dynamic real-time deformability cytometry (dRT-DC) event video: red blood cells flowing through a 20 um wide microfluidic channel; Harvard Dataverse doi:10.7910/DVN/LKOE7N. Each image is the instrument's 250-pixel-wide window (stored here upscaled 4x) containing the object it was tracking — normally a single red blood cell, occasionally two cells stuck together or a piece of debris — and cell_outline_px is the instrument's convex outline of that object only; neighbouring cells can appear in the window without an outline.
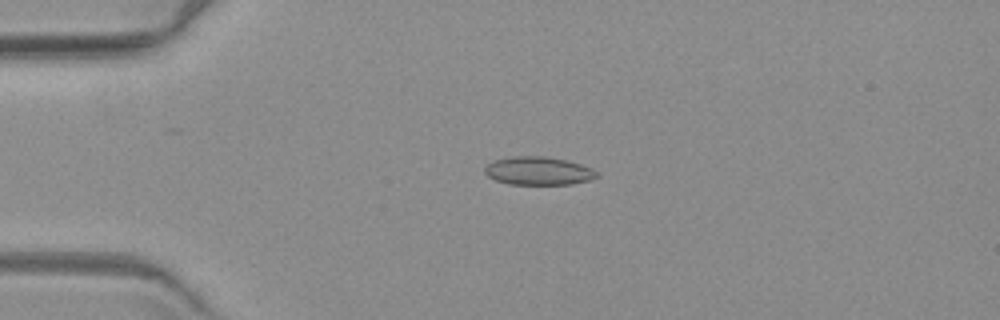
{"species": "common noctule bat (a hibernating species)", "species_latin": "Nyctalus noctula", "temperature_condition": "warm", "stored_images_in_passage": 4, "camera_frame_rate_fps": 3000, "um_per_image_px": 0.085, "animal": {"sex": "female", "body_mass_g": 19.3, "forearm_length_mm": 54.1}, "frame": {"image": 1, "passage_image": 2, "time_ms": 1.333, "image_size_px": [1000, 320], "cell_outline_px": [[600, 176], [588, 180], [572, 184], [508, 184], [496, 180], [488, 176], [484, 172], [484, 168], [488, 164], [496, 160], [512, 156], [544, 156], [564, 160], [580, 164], [592, 168]], "centroid_in_image_um": [45.76, 14.53], "position_along_channel_um": 39.2, "area_um2": 18.26}}